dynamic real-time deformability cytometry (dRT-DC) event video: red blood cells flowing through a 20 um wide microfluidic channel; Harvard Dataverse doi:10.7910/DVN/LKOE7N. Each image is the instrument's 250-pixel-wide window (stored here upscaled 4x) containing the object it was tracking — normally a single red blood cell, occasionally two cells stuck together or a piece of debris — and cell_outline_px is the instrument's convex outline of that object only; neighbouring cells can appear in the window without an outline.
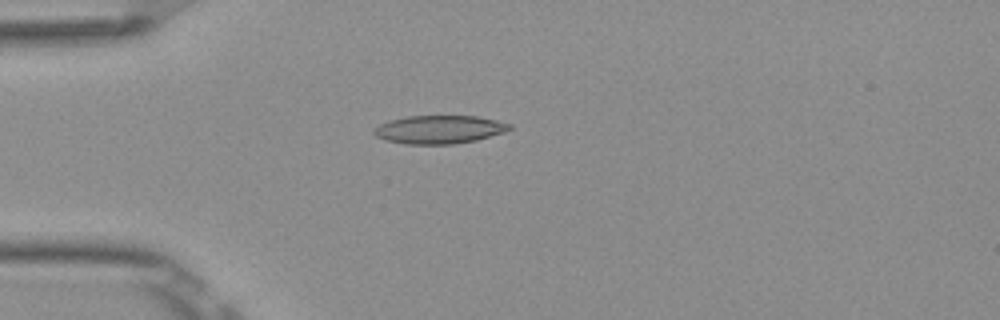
{"species": "Egyptian fruit bat (a non-hibernating species)", "species_latin": "Rousettus aegyptiacus", "temperature_condition": "room temperature", "stored_images_in_passage": 52, "camera_frame_rate_fps": 3000, "um_per_image_px": 0.085, "frame": {"image": 1, "passage_image": 14, "time_ms": 4.333, "image_size_px": [1000, 320], "cell_outline_px": [[512, 128], [504, 132], [476, 140], [456, 144], [404, 144], [384, 140], [376, 136], [372, 132], [380, 124], [388, 120], [408, 116], [476, 116], [496, 120], [512, 124]], "centroid_in_image_um": [37.33, 11.01], "position_along_channel_um": 47.7, "area_um2": 22.37}}
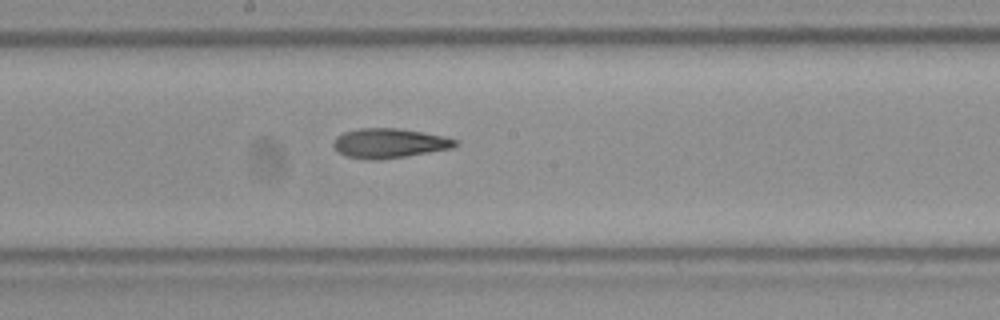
{"frame": {"image": 2, "passage_image": 28, "time_ms": 9.0, "image_size_px": [1000, 320], "cell_outline_px": [[460, 144], [452, 148], [380, 160], [368, 160], [344, 156], [336, 152], [332, 144], [336, 136], [344, 132], [360, 128], [400, 128], [424, 132], [444, 136], [460, 140]], "centroid_in_image_um": [33.08, 12.17], "position_along_channel_um": 215.1, "area_um2": 21.33}}
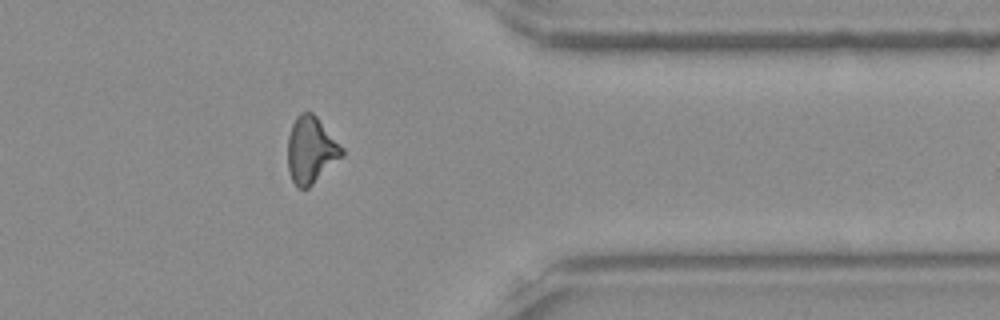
{"frame": {"image": 3, "passage_image": 42, "time_ms": 13.667, "image_size_px": [1000, 320], "cell_outline_px": [[344, 156], [308, 188], [300, 188], [292, 180], [288, 172], [288, 136], [292, 124], [296, 116], [300, 112], [312, 112], [316, 116], [344, 148]], "centroid_in_image_um": [26.44, 12.74], "position_along_channel_um": 385.0, "area_um2": 21.1}, "authors_computed_cell_mechanics": {"area_um2": 21.097, "velocity_mm_per_s": 3.9133, "shape_relaxation_time_tau1_ms": 8.6346, "shape_relaxation_time_tau2_ms": 3.2693, "deformation_change_tau1": 0.2277, "deformation_change_tau2": 0.122}}